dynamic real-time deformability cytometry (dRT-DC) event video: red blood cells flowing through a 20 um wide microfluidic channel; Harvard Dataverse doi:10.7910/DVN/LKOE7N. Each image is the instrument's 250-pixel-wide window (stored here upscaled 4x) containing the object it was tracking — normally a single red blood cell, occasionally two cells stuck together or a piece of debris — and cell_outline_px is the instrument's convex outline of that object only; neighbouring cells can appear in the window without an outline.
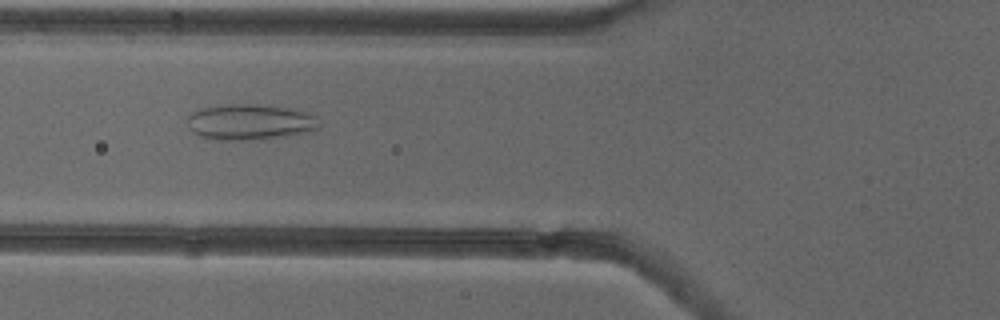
{"species": "common noctule bat (a hibernating species)", "species_latin": "Nyctalus noctula", "temperature_condition": "cold", "stored_images_in_passage": 47, "camera_frame_rate_fps": 3000, "um_per_image_px": 0.085, "animal": {"sex": "female"}, "frame": {"image": 1, "passage_image": 14, "time_ms": 4.333, "image_size_px": [1000, 320], "cell_outline_px": [[320, 128], [312, 132], [288, 136], [260, 140], [216, 140], [200, 136], [192, 132], [188, 120], [188, 116], [192, 112], [200, 108], [232, 104], [260, 104], [288, 108], [304, 112], [316, 116], [320, 124]], "centroid_in_image_um": [21.29, 10.39], "position_along_channel_um": 104.5, "area_um2": 27.8}}
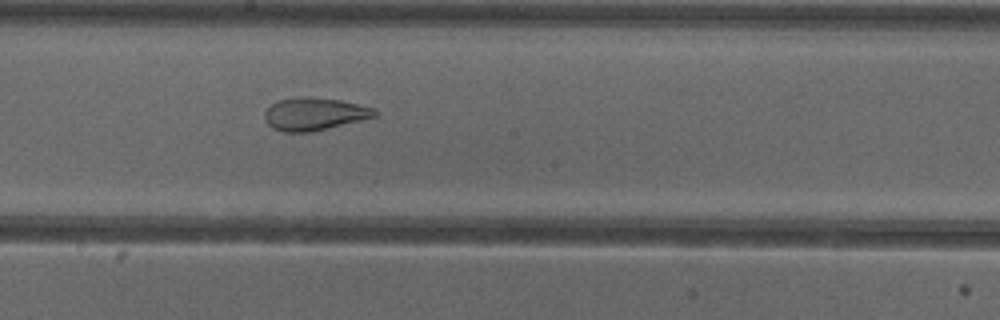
{"frame": {"image": 2, "passage_image": 23, "time_ms": 7.333, "image_size_px": [1000, 320], "cell_outline_px": [[380, 112], [376, 116], [312, 132], [284, 132], [272, 128], [264, 120], [264, 112], [276, 100], [296, 96], [308, 96], [340, 100], [376, 108]], "centroid_in_image_um": [26.7, 9.67], "position_along_channel_um": 221.5, "area_um2": 21.21}}
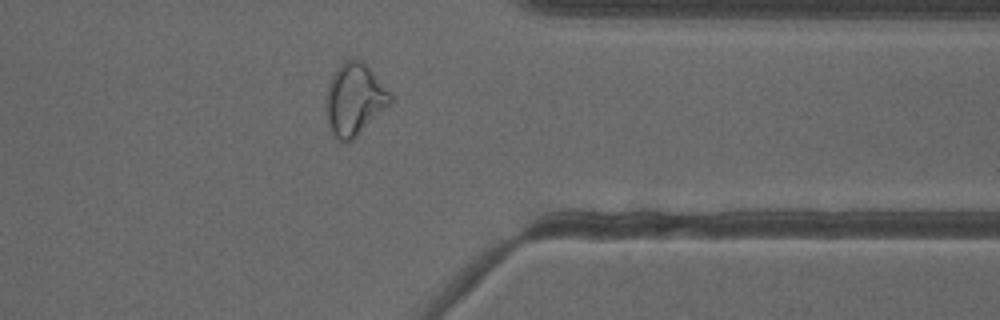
{"frame": {"image": 3, "passage_image": 36, "time_ms": 11.667, "image_size_px": [1000, 320], "cell_outline_px": [[392, 104], [352, 140], [340, 140], [332, 136], [328, 124], [324, 108], [324, 104], [328, 84], [336, 68], [344, 60], [360, 60], [372, 72], [392, 96]], "centroid_in_image_um": [30.09, 8.48], "position_along_channel_um": 381.3, "area_um2": 26.88}, "authors_computed_cell_mechanics": {"area_um2": 27.8018, "velocity_mm_per_s": 3.8632, "shape_relaxation_time_tau1_ms": null, "shape_relaxation_time_tau2_ms": 1.4633, "deformation_change_tau1": null, "deformation_change_tau2": 0.0841}}